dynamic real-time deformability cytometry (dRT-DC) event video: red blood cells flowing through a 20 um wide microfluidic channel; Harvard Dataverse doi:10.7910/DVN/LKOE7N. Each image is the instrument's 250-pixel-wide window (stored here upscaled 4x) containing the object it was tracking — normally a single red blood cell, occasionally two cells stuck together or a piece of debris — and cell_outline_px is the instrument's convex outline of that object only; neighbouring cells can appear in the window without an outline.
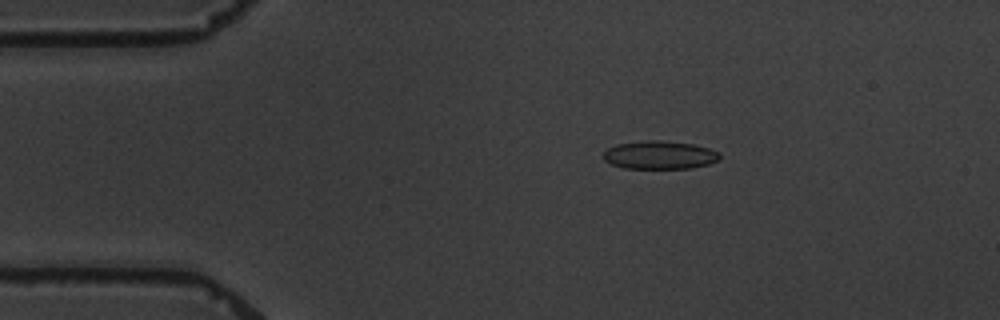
{"species": "common noctule bat (a hibernating species)", "species_latin": "Nyctalus noctula", "temperature_condition": "warm", "stored_images_in_passage": 5, "camera_frame_rate_fps": 3000, "um_per_image_px": 0.085, "animal": {"sex": "male", "body_mass_g": 19.5, "forearm_length_mm": 54.6}, "frame": {"image": 1, "passage_image": 3, "time_ms": 2.667, "image_size_px": [1000, 320], "cell_outline_px": [[720, 156], [716, 160], [708, 164], [692, 168], [624, 168], [612, 164], [604, 160], [604, 152], [608, 148], [616, 144], [648, 140], [660, 140], [692, 144], [708, 148], [720, 152]], "centroid_in_image_um": [56.06, 13.17], "position_along_channel_um": 28.9, "area_um2": 18.96}}
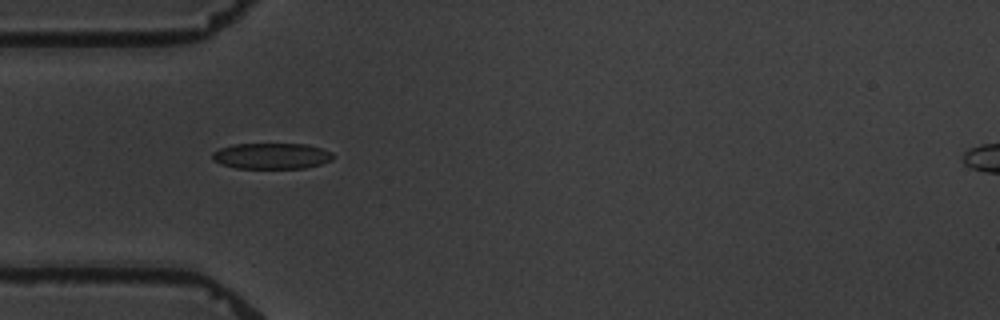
{"frame": {"image": 2, "passage_image": 4, "time_ms": 5.0, "image_size_px": [1000, 320], "cell_outline_px": [[336, 156], [332, 160], [320, 164], [304, 168], [236, 168], [220, 164], [212, 160], [212, 152], [220, 148], [232, 144], [308, 144], [332, 152]], "centroid_in_image_um": [23.08, 13.25], "position_along_channel_um": 61.9, "area_um2": 18.38}}
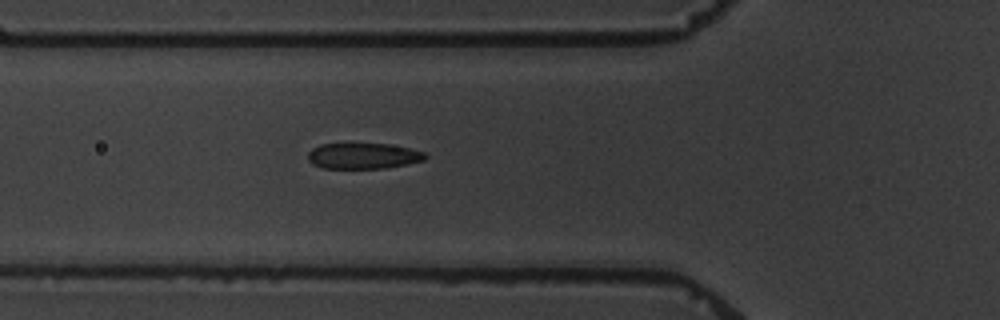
{"frame": {"image": 3, "passage_image": 5, "time_ms": 6.0, "image_size_px": [1000, 320], "cell_outline_px": [[428, 156], [424, 160], [408, 164], [384, 168], [324, 168], [312, 164], [308, 160], [308, 152], [312, 148], [320, 144], [388, 144], [408, 148], [424, 152]], "centroid_in_image_um": [30.86, 13.25], "position_along_channel_um": 94.9, "area_um2": 17.57}}